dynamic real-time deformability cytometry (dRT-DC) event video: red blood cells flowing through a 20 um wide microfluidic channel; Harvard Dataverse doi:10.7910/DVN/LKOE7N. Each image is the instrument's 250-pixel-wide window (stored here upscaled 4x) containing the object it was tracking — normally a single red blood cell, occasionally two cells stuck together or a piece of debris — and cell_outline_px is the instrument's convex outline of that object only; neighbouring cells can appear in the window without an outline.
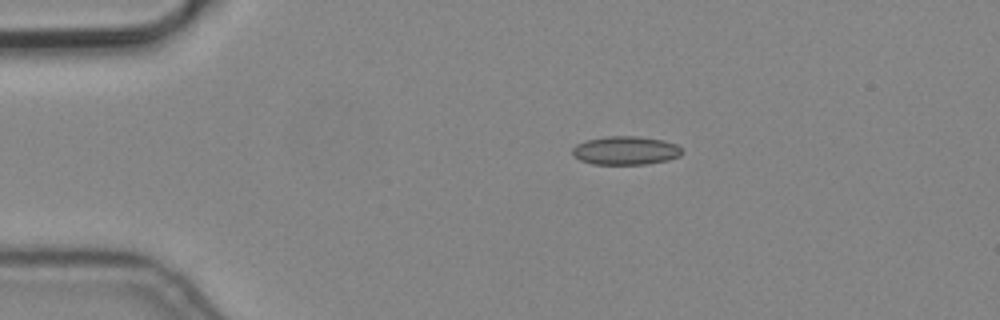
{"species": "common noctule bat (a hibernating species)", "species_latin": "Nyctalus noctula", "temperature_condition": "cold", "stored_images_in_passage": 5, "camera_frame_rate_fps": 3000, "um_per_image_px": 0.085, "animal": {"sex": "male", "body_mass_g": 19.2, "forearm_length_mm": 51.8}, "frame": {"image": 1, "passage_image": 1, "time_ms": 0.0, "image_size_px": [1000, 320], "cell_outline_px": [[680, 156], [668, 160], [648, 164], [592, 164], [580, 160], [572, 156], [572, 148], [576, 144], [588, 140], [608, 136], [636, 136], [664, 140], [676, 144], [680, 148]], "centroid_in_image_um": [53.15, 12.8], "position_along_channel_um": 31.9, "area_um2": 18.21}}
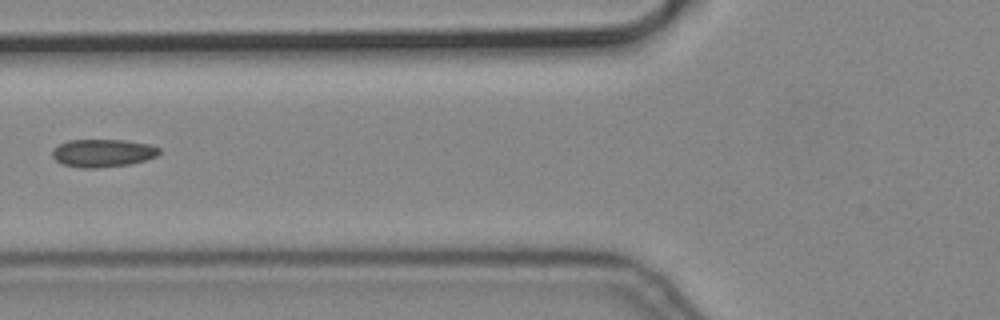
{"frame": {"image": 2, "passage_image": 4, "time_ms": 1.0, "image_size_px": [1000, 320], "cell_outline_px": [[160, 152], [156, 156], [144, 160], [128, 164], [96, 168], [80, 168], [64, 164], [56, 160], [52, 156], [52, 148], [68, 140], [124, 140], [148, 144], [160, 148]], "centroid_in_image_um": [8.71, 13.0], "position_along_channel_um": 117.1, "area_um2": 17.22}}
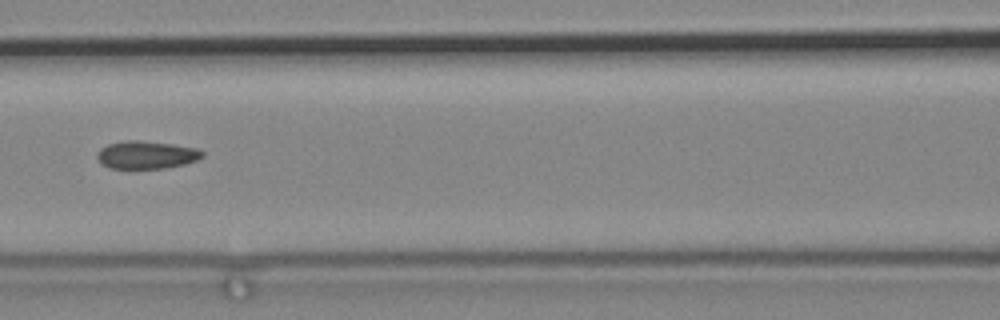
{"frame": {"image": 3, "passage_image": 5, "time_ms": 1.333, "image_size_px": [1000, 320], "cell_outline_px": [[204, 156], [196, 160], [184, 164], [164, 168], [108, 168], [96, 156], [96, 152], [100, 148], [108, 144], [128, 140], [140, 140], [172, 144], [196, 148], [204, 152]], "centroid_in_image_um": [12.44, 13.15], "position_along_channel_um": 154.2, "area_um2": 16.94}}